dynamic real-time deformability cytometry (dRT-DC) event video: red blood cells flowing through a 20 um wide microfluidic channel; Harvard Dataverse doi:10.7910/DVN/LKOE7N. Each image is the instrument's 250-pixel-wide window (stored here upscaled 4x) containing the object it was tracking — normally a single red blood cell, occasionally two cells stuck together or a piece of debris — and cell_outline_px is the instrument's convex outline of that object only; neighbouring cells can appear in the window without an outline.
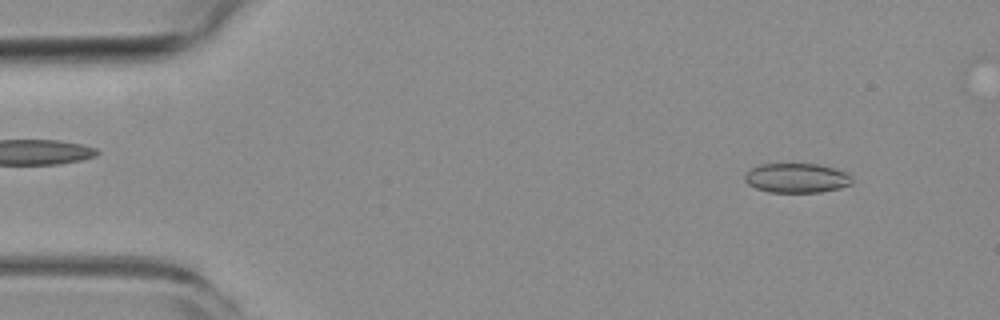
{"species": "common noctule bat (a hibernating species)", "species_latin": "Nyctalus noctula", "temperature_condition": "room temperature", "stored_images_in_passage": 53, "camera_frame_rate_fps": 3000, "um_per_image_px": 0.085, "animal": {"sex": "female", "body_mass_g": 19.3, "forearm_length_mm": 54.1}, "frame": {"image": 1, "passage_image": 5, "time_ms": 1.333, "image_size_px": [1000, 320], "cell_outline_px": [[852, 184], [840, 188], [820, 192], [768, 192], [756, 188], [748, 184], [744, 180], [744, 172], [760, 164], [820, 164], [836, 168], [852, 176]], "centroid_in_image_um": [67.71, 15.13], "position_along_channel_um": 17.3, "area_um2": 18.61}}
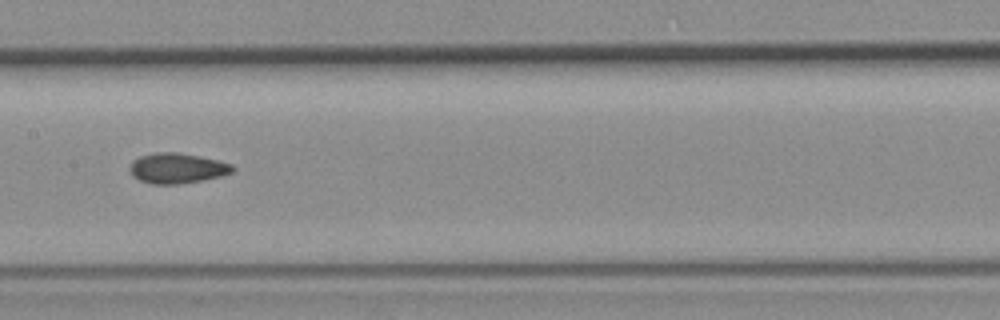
{"frame": {"image": 2, "passage_image": 26, "time_ms": 8.333, "image_size_px": [1000, 320], "cell_outline_px": [[236, 168], [232, 172], [224, 176], [204, 180], [176, 184], [152, 184], [140, 180], [132, 176], [128, 168], [132, 160], [140, 156], [156, 152], [180, 152], [200, 156], [232, 164]], "centroid_in_image_um": [15.05, 14.29], "position_along_channel_um": 192.3, "area_um2": 18.38}}
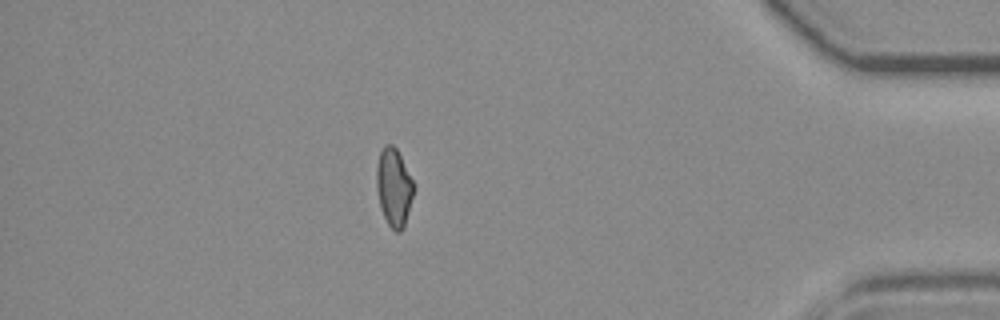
{"frame": {"image": 3, "passage_image": 46, "time_ms": 15.0, "image_size_px": [1000, 320], "cell_outline_px": [[412, 196], [404, 228], [400, 232], [396, 232], [388, 224], [380, 208], [376, 188], [376, 164], [380, 152], [384, 144], [392, 144], [396, 148], [412, 180]], "centroid_in_image_um": [33.43, 15.92], "position_along_channel_um": 401.8, "area_um2": 16.65}, "authors_computed_cell_mechanics": {"area_um2": 17.6868, "velocity_mm_per_s": 3.8341, "shape_relaxation_time_tau1_ms": null, "shape_relaxation_time_tau2_ms": 4.3408, "deformation_change_tau1": null, "deformation_change_tau2": 0.0916}}